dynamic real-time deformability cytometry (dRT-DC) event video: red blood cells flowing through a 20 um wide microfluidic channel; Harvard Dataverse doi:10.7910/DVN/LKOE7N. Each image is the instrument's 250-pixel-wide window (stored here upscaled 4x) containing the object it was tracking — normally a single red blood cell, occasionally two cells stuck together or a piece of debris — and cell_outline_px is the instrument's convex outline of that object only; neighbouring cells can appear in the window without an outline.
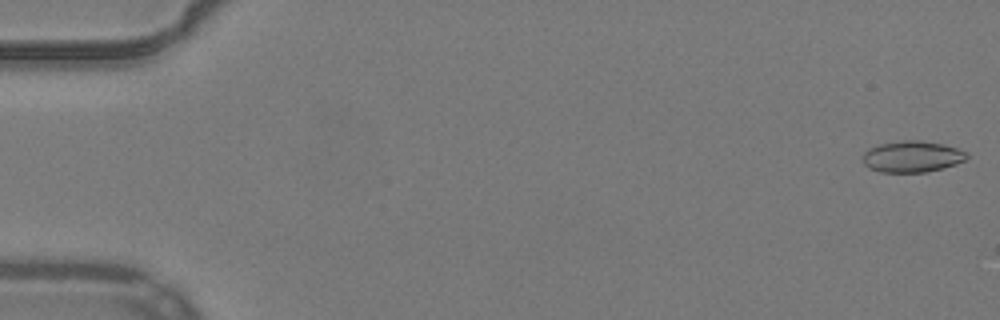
{"species": "common noctule bat (a hibernating species)", "species_latin": "Nyctalus noctula", "temperature_condition": "warm", "stored_images_in_passage": 33, "camera_frame_rate_fps": 3000, "um_per_image_px": 0.085, "animal": {"sex": "male", "body_mass_g": 19.2, "forearm_length_mm": 51.8}, "frame": {"image": 1, "passage_image": 1, "time_ms": 0.0, "image_size_px": [1000, 320], "cell_outline_px": [[968, 156], [964, 160], [956, 164], [944, 168], [924, 172], [880, 172], [868, 168], [864, 164], [864, 152], [868, 148], [880, 144], [904, 140], [920, 140], [944, 144], [968, 152]], "centroid_in_image_um": [77.54, 13.31], "position_along_channel_um": 7.5, "area_um2": 19.02}}
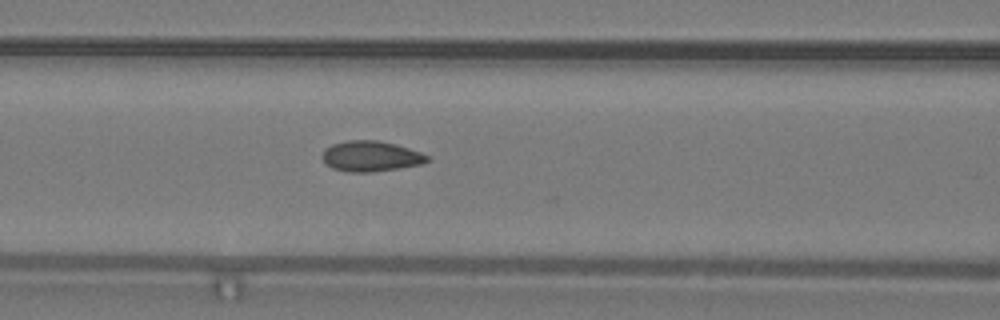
{"frame": {"image": 2, "passage_image": 23, "time_ms": 7.333, "image_size_px": [1000, 320], "cell_outline_px": [[432, 160], [420, 164], [372, 172], [348, 172], [332, 168], [320, 156], [324, 148], [332, 144], [348, 140], [376, 140], [396, 144], [420, 152], [428, 156]], "centroid_in_image_um": [31.49, 13.27], "position_along_channel_um": 135.1, "area_um2": 18.61}}
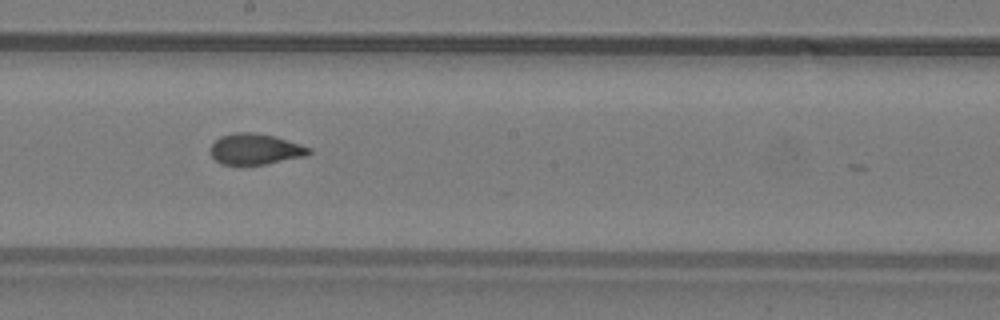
{"frame": {"image": 3, "passage_image": 30, "time_ms": 9.667, "image_size_px": [1000, 320], "cell_outline_px": [[312, 152], [304, 156], [268, 164], [220, 164], [212, 156], [212, 144], [220, 136], [232, 132], [252, 132], [276, 136], [312, 148]], "centroid_in_image_um": [21.72, 12.66], "position_along_channel_um": 226.5, "area_um2": 17.69}}